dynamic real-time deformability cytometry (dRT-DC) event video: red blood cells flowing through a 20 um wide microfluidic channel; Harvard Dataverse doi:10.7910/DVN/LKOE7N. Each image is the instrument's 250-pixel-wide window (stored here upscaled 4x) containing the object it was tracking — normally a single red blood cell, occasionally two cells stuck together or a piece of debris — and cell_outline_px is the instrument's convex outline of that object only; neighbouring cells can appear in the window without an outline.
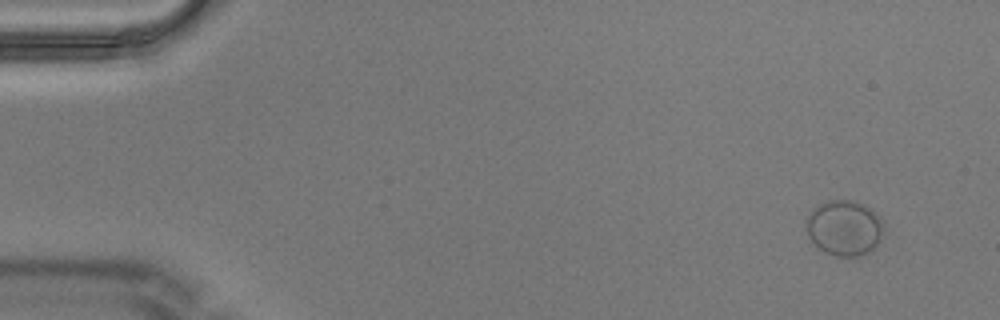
{"species": "Egyptian fruit bat (a non-hibernating species)", "species_latin": "Rousettus aegyptiacus", "temperature_condition": "warm", "stored_images_in_passage": 6, "camera_frame_rate_fps": 3000, "um_per_image_px": 0.085, "animal": {"sex": "male"}, "frame": {"image": 1, "passage_image": 1, "time_ms": 0.0, "image_size_px": [1000, 320], "cell_outline_px": [[880, 240], [868, 252], [856, 256], [832, 256], [824, 252], [812, 244], [808, 236], [804, 220], [812, 208], [828, 200], [856, 200], [872, 208], [880, 224]], "centroid_in_image_um": [71.66, 19.36], "position_along_channel_um": 13.3, "area_um2": 24.97}}
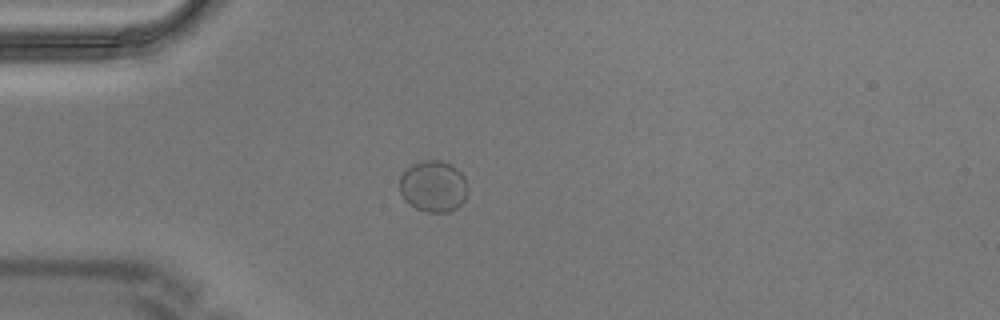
{"frame": {"image": 2, "passage_image": 4, "time_ms": 1.0, "image_size_px": [1000, 320], "cell_outline_px": [[468, 192], [464, 200], [456, 208], [448, 212], [424, 212], [408, 204], [404, 200], [400, 192], [400, 176], [404, 168], [420, 160], [440, 160], [452, 164], [464, 176], [468, 184]], "centroid_in_image_um": [36.82, 15.82], "position_along_channel_um": 48.2, "area_um2": 20.87}}
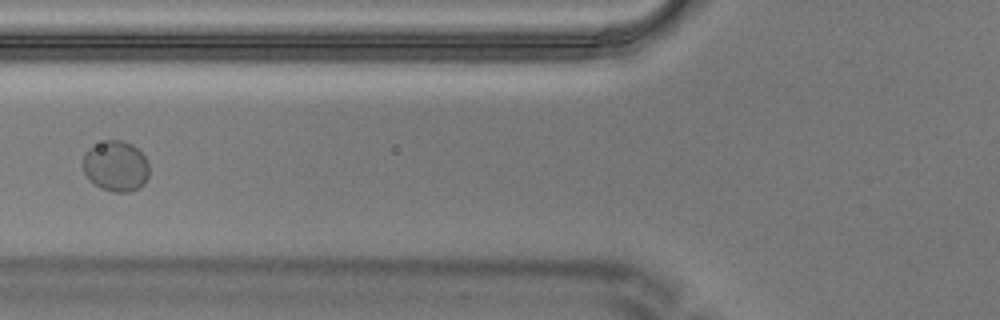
{"frame": {"image": 3, "passage_image": 6, "time_ms": 1.667, "image_size_px": [1000, 320], "cell_outline_px": [[148, 176], [144, 184], [140, 188], [128, 192], [112, 192], [100, 188], [88, 180], [84, 172], [84, 156], [88, 148], [108, 140], [124, 140], [132, 144], [148, 160]], "centroid_in_image_um": [9.86, 14.14], "position_along_channel_um": 115.9, "area_um2": 19.59}}